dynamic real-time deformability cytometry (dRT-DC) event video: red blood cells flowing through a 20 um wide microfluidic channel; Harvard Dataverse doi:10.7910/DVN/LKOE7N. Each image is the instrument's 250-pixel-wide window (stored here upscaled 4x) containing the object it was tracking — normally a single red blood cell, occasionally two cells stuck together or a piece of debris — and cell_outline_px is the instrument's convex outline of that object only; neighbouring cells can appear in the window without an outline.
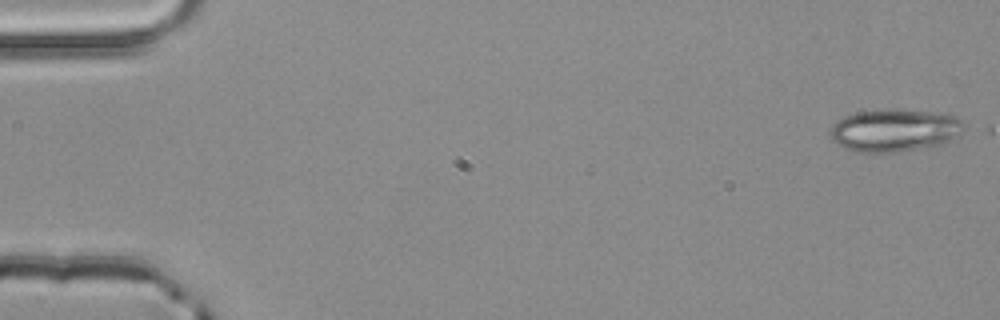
{"species": "common noctule bat (a hibernating species)", "species_latin": "Nyctalus noctula", "temperature_condition": "room temperature", "stored_images_in_passage": 3, "camera_frame_rate_fps": 3000, "um_per_image_px": 0.085, "animal": {"sex": "male", "body_mass_g": 20.4}, "frame": {"image": 1, "passage_image": 1, "time_ms": 0.0, "image_size_px": [1000, 320], "cell_outline_px": [[964, 132], [948, 144], [928, 148], [900, 152], [856, 152], [844, 148], [836, 144], [832, 140], [832, 124], [836, 120], [844, 116], [856, 112], [888, 108], [928, 112], [956, 116], [964, 124]], "centroid_in_image_um": [76.08, 11.09], "position_along_channel_um": 8.9, "area_um2": 33.81}}